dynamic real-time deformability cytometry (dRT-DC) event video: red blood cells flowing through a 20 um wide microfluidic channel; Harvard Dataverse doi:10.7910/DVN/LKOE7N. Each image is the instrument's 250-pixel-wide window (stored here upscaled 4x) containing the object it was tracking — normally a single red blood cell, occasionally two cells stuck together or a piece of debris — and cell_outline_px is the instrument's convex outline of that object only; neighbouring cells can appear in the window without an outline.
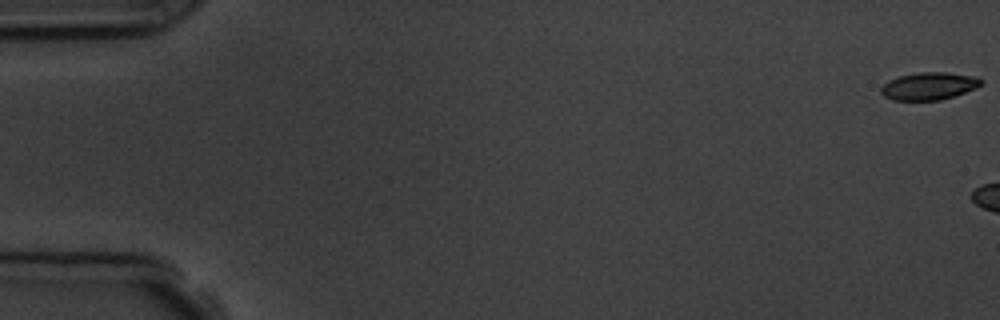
{"species": "common noctule bat (a hibernating species)", "species_latin": "Nyctalus noctula", "temperature_condition": "room temperature", "stored_images_in_passage": 3, "camera_frame_rate_fps": 3000, "um_per_image_px": 0.085, "animal": {"sex": "male", "body_mass_g": 19.5, "forearm_length_mm": 54.6}, "frame": {"image": 1, "passage_image": 1, "time_ms": 0.0, "image_size_px": [1000, 320], "cell_outline_px": [[984, 84], [976, 88], [940, 100], [892, 100], [884, 96], [880, 92], [880, 88], [888, 80], [900, 76], [920, 72], [944, 72], [980, 76], [984, 80]], "centroid_in_image_um": [79.0, 7.3], "position_along_channel_um": 6.0, "area_um2": 16.18}}